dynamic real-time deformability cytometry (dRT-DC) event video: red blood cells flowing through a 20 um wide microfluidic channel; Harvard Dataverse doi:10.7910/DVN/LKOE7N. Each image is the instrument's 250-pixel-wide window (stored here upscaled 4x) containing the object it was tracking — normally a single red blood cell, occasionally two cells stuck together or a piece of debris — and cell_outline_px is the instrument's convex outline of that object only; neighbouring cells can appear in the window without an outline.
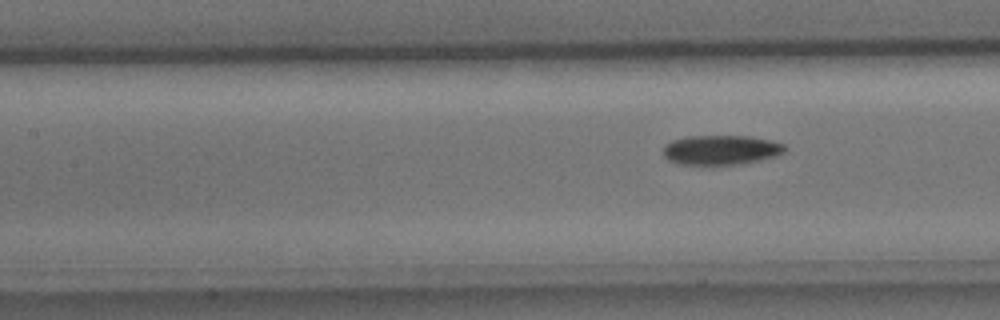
{"species": "common noctule bat (a hibernating species)", "species_latin": "Nyctalus noctula", "temperature_condition": "cold", "stored_images_in_passage": 5, "camera_frame_rate_fps": 3000, "um_per_image_px": 0.085, "animal": {"sex": "male", "body_mass_g": 15.6}, "frame": {"image": 1, "passage_image": 5, "time_ms": 1.333, "image_size_px": [1000, 320], "cell_outline_px": [[784, 152], [776, 156], [760, 160], [712, 168], [680, 164], [668, 160], [664, 156], [664, 144], [672, 140], [688, 136], [748, 136], [772, 140], [784, 144]], "centroid_in_image_um": [61.23, 12.78], "position_along_channel_um": 146.2, "area_um2": 21.68}}